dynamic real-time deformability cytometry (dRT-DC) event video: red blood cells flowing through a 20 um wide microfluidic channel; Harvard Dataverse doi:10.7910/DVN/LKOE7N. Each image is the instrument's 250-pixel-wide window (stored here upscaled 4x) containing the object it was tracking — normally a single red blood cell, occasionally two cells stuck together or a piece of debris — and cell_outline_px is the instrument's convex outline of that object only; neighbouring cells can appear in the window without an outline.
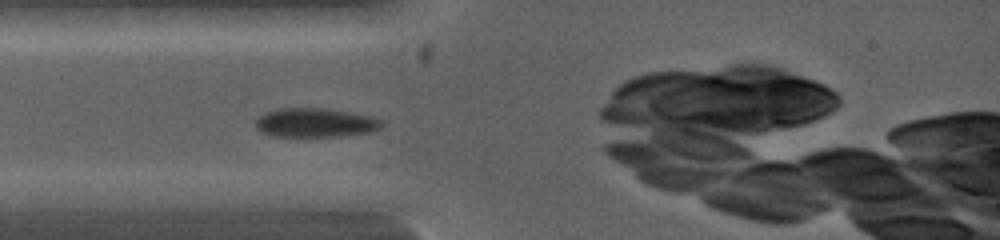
{"species": "common noctule bat (a hibernating species)", "species_latin": "Nyctalus noctula", "temperature_condition": "warm", "stored_images_in_passage": 2, "camera_frame_rate_fps": 5000, "um_per_image_px": 0.085, "animal": {"sex": "female", "body_mass_g": 19.0, "forearm_length_mm": 53.3}, "frame": {"image": 1, "passage_image": 1, "time_ms": 0.0, "image_size_px": [1000, 240], "cell_outline_px": [[384, 124], [380, 128], [372, 132], [336, 136], [272, 136], [260, 132], [256, 128], [256, 120], [264, 112], [276, 108], [320, 108], [348, 112], [372, 116], [384, 120]], "centroid_in_image_um": [26.8, 10.42], "position_along_channel_um": 58.2, "area_um2": 21.44}}